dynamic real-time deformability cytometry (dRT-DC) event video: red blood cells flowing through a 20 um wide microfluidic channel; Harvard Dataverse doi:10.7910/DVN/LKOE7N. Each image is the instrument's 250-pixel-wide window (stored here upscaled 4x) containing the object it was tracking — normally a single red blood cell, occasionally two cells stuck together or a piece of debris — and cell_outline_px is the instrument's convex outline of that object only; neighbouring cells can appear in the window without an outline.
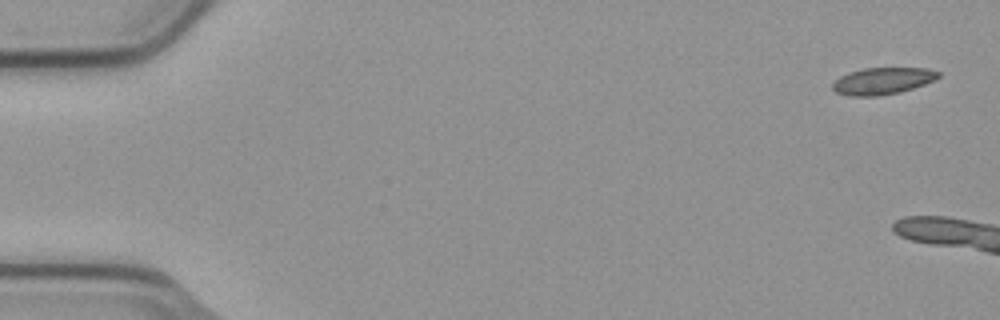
{"species": "common noctule bat (a hibernating species)", "species_latin": "Nyctalus noctula", "temperature_condition": "cold", "stored_images_in_passage": 4, "camera_frame_rate_fps": 3000, "um_per_image_px": 0.085, "animal": {"sex": "male", "body_mass_g": 23.1, "forearm_length_mm": 52.7}, "frame": {"image": 1, "passage_image": 1, "time_ms": 0.0, "image_size_px": [1000, 320], "cell_outline_px": [[940, 76], [924, 84], [900, 92], [876, 96], [848, 96], [836, 92], [832, 88], [832, 84], [840, 76], [848, 72], [864, 68], [928, 68], [940, 72]], "centroid_in_image_um": [74.99, 6.88], "position_along_channel_um": 10.0, "area_um2": 16.47}}